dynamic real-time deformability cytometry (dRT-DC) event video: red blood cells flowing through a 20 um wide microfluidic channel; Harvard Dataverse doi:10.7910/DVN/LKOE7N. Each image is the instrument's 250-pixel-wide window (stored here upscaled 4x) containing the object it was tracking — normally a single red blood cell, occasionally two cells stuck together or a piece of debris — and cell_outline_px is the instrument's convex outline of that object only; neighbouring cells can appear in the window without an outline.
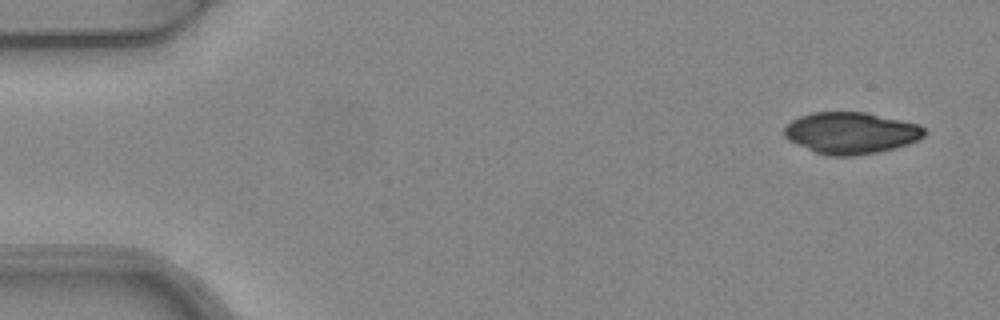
{"species": "common noctule bat (a hibernating species)", "species_latin": "Nyctalus noctula", "temperature_condition": "warm", "stored_images_in_passage": 4, "camera_frame_rate_fps": 3000, "um_per_image_px": 0.085, "animal": {"sex": "female", "body_mass_g": 24.6, "forearm_length_mm": 56.2}, "frame": {"image": 1, "passage_image": 1, "time_ms": 0.0, "image_size_px": [1000, 320], "cell_outline_px": [[928, 132], [920, 140], [908, 144], [876, 152], [852, 156], [828, 156], [816, 152], [788, 140], [784, 136], [784, 128], [792, 120], [800, 116], [812, 112], [864, 112], [920, 124]], "centroid_in_image_um": [72.35, 11.3], "position_along_channel_um": 12.6, "area_um2": 33.93}}